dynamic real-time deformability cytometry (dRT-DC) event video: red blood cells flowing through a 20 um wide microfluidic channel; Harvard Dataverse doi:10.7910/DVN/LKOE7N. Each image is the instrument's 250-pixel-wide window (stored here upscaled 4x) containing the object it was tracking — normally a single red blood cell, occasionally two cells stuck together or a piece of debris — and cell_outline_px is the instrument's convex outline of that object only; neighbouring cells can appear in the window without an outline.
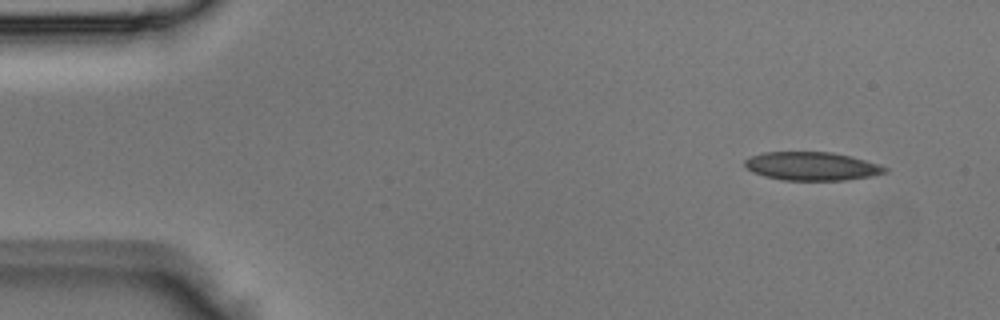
{"species": "Egyptian fruit bat (a non-hibernating species)", "species_latin": "Rousettus aegyptiacus", "temperature_condition": "room temperature", "stored_images_in_passage": 4, "camera_frame_rate_fps": 3000, "um_per_image_px": 0.085, "animal": {"sex": "male"}, "frame": {"image": 1, "passage_image": 1, "time_ms": 0.0, "image_size_px": [1000, 320], "cell_outline_px": [[888, 172], [868, 176], [844, 180], [784, 180], [764, 176], [752, 172], [744, 168], [744, 160], [748, 156], [764, 152], [832, 152], [852, 156], [888, 168]], "centroid_in_image_um": [68.93, 14.12], "position_along_channel_um": 16.1, "area_um2": 23.24}}
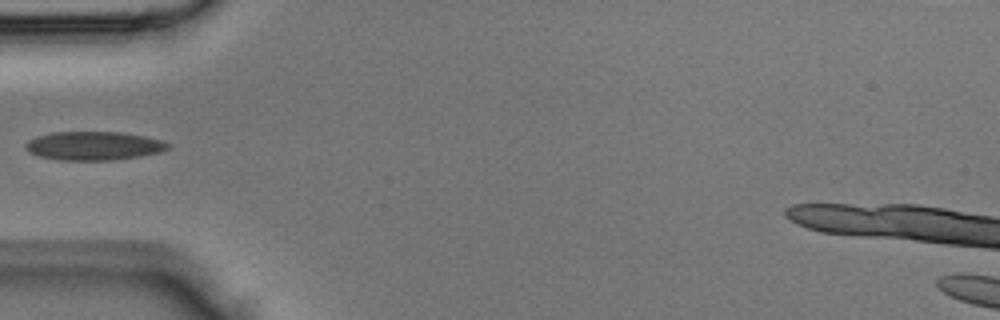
{"frame": {"image": 2, "passage_image": 4, "time_ms": 1.0, "image_size_px": [1000, 320], "cell_outline_px": [[172, 148], [160, 152], [140, 156], [112, 160], [60, 160], [40, 156], [28, 152], [24, 148], [24, 144], [28, 140], [36, 136], [52, 132], [120, 132], [144, 136], [160, 140], [172, 144]], "centroid_in_image_um": [7.96, 12.39], "position_along_channel_um": 77.0, "area_um2": 23.93}}